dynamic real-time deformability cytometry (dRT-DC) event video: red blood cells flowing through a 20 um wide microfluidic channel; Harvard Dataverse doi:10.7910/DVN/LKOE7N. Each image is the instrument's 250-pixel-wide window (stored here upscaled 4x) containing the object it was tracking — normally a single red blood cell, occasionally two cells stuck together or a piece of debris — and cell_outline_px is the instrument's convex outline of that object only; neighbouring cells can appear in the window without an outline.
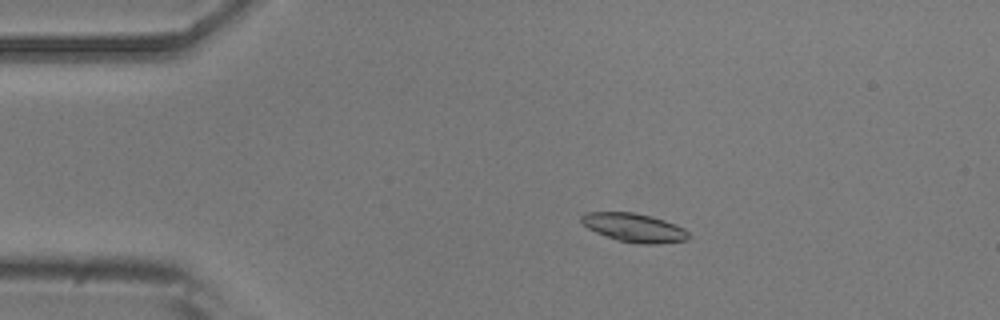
{"species": "common noctule bat (a hibernating species)", "species_latin": "Nyctalus noctula", "temperature_condition": "room temperature", "stored_images_in_passage": 7, "camera_frame_rate_fps": 3000, "um_per_image_px": 0.085, "animal": {"sex": "male", "body_mass_g": 20.5, "forearm_length_mm": 52.5}, "frame": {"image": 1, "passage_image": 4, "time_ms": 3.333, "image_size_px": [1000, 320], "cell_outline_px": [[688, 240], [656, 244], [644, 244], [616, 240], [596, 232], [588, 228], [580, 220], [580, 216], [584, 212], [632, 212], [664, 220], [676, 224], [684, 228], [688, 232]], "centroid_in_image_um": [53.89, 19.35], "position_along_channel_um": 31.1, "area_um2": 17.8}}
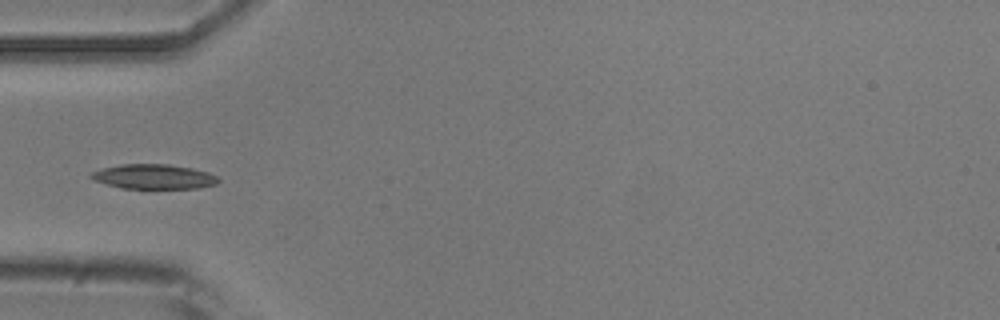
{"frame": {"image": 2, "passage_image": 6, "time_ms": 5.667, "image_size_px": [1000, 320], "cell_outline_px": [[220, 180], [216, 184], [200, 188], [120, 188], [92, 180], [88, 176], [92, 172], [100, 168], [120, 164], [168, 164], [192, 168], [208, 172], [216, 176]], "centroid_in_image_um": [13.03, 15.01], "position_along_channel_um": 72.0, "area_um2": 18.44}}
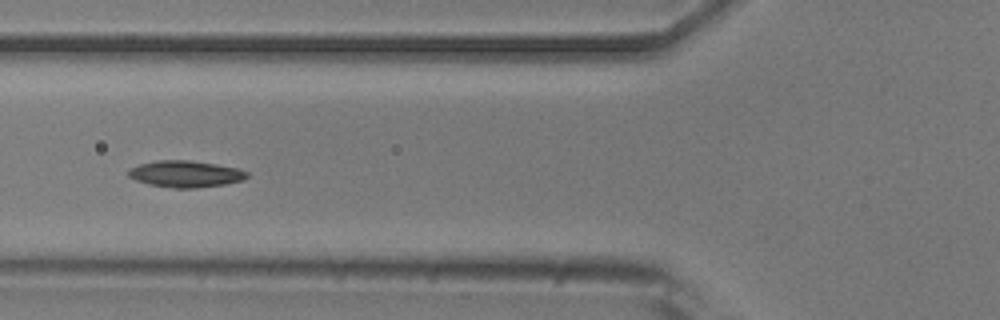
{"frame": {"image": 3, "passage_image": 7, "time_ms": 6.667, "image_size_px": [1000, 320], "cell_outline_px": [[248, 176], [244, 180], [224, 184], [196, 188], [176, 188], [148, 184], [136, 180], [128, 176], [128, 168], [140, 164], [156, 160], [188, 160], [216, 164], [236, 168], [248, 172]], "centroid_in_image_um": [15.75, 14.78], "position_along_channel_um": 110.0, "area_um2": 18.32}}